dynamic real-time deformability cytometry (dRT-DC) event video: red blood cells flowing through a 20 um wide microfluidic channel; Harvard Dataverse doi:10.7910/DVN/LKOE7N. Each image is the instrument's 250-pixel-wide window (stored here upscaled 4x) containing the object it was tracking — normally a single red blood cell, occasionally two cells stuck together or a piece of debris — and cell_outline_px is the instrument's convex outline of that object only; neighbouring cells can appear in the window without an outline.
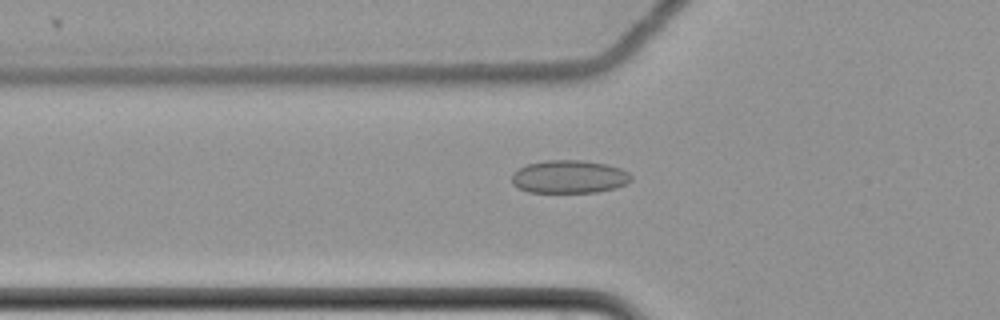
{"species": "common noctule bat (a hibernating species)", "species_latin": "Nyctalus noctula", "temperature_condition": "cold", "stored_images_in_passage": 56, "camera_frame_rate_fps": 3000, "um_per_image_px": 0.085, "animal": {"sex": "female", "body_mass_g": 22.7, "forearm_length_mm": 54.2}, "frame": {"image": 1, "passage_image": 18, "time_ms": 5.667, "image_size_px": [1000, 320], "cell_outline_px": [[632, 180], [616, 188], [596, 192], [528, 192], [516, 188], [512, 184], [512, 172], [528, 164], [544, 160], [584, 160], [608, 164], [620, 168], [628, 172], [632, 176]], "centroid_in_image_um": [48.37, 15.02], "position_along_channel_um": 77.4, "area_um2": 23.18}}
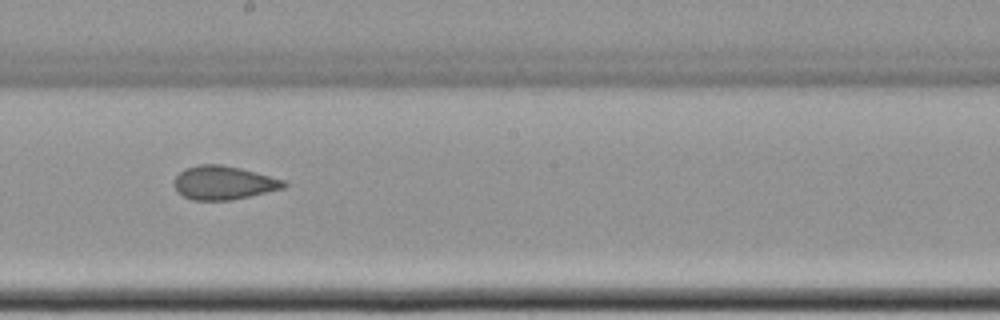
{"frame": {"image": 2, "passage_image": 31, "time_ms": 10.0, "image_size_px": [1000, 320], "cell_outline_px": [[288, 184], [284, 188], [232, 200], [192, 200], [176, 192], [172, 184], [176, 176], [184, 168], [200, 164], [220, 164], [240, 168], [256, 172], [284, 180]], "centroid_in_image_um": [18.97, 15.53], "position_along_channel_um": 229.2, "area_um2": 21.62}}
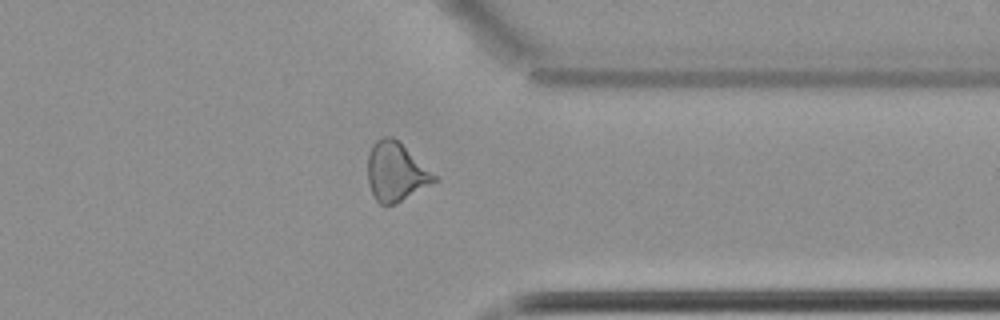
{"frame": {"image": 3, "passage_image": 44, "time_ms": 14.333, "image_size_px": [1000, 320], "cell_outline_px": [[440, 180], [396, 204], [380, 204], [376, 200], [372, 192], [368, 180], [368, 156], [372, 144], [376, 140], [384, 136], [392, 136], [440, 176]], "centroid_in_image_um": [33.71, 14.61], "position_along_channel_um": 377.7, "area_um2": 23.12}, "authors_computed_cell_mechanics": {"area_um2": 22.7154, "velocity_mm_per_s": 3.505, "shape_relaxation_time_tau1_ms": null, "shape_relaxation_time_tau2_ms": 2.9247, "deformation_change_tau1": null, "deformation_change_tau2": 0.0827}}